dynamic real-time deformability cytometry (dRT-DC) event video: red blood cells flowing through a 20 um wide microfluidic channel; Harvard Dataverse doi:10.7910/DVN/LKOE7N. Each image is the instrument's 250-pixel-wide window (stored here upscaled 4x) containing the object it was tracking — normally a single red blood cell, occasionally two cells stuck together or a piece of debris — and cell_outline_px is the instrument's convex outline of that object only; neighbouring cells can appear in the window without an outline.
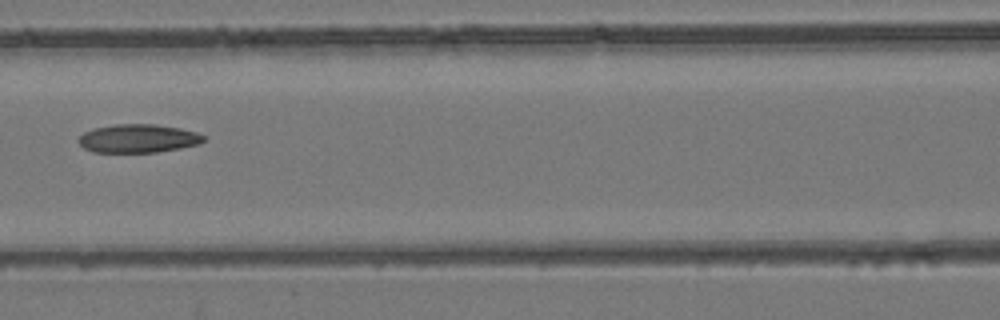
{"species": "common noctule bat (a hibernating species)", "species_latin": "Nyctalus noctula", "temperature_condition": "room temperature", "stored_images_in_passage": 8, "camera_frame_rate_fps": 3000, "um_per_image_px": 0.085, "animal": {"sex": "female", "body_mass_g": 24.6, "forearm_length_mm": 56.2}, "frame": {"image": 1, "passage_image": 8, "time_ms": 2.333, "image_size_px": [1000, 320], "cell_outline_px": [[204, 140], [200, 144], [180, 148], [156, 152], [92, 152], [84, 148], [80, 144], [80, 136], [84, 132], [92, 128], [116, 124], [156, 124], [180, 128], [196, 132], [204, 136]], "centroid_in_image_um": [11.74, 11.76], "position_along_channel_um": 154.9, "area_um2": 20.69}}